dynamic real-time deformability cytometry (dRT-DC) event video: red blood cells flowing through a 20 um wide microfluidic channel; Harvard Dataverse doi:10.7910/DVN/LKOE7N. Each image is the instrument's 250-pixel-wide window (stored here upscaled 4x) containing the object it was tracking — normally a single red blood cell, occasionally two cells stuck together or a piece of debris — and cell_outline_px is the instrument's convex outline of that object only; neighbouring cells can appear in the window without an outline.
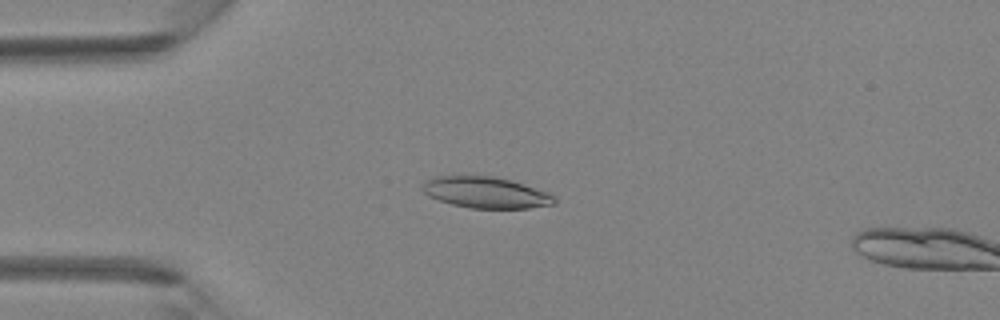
{"species": "Egyptian fruit bat (a non-hibernating species)", "species_latin": "Rousettus aegyptiacus", "temperature_condition": "room temperature", "stored_images_in_passage": 4, "camera_frame_rate_fps": 3000, "um_per_image_px": 0.085, "animal": {"sex": "female"}, "frame": {"image": 1, "passage_image": 3, "time_ms": 0.667, "image_size_px": [1000, 320], "cell_outline_px": [[556, 204], [528, 208], [468, 208], [452, 204], [428, 196], [420, 188], [428, 180], [436, 176], [492, 176], [512, 180], [548, 192], [556, 196]], "centroid_in_image_um": [41.33, 16.37], "position_along_channel_um": 43.7, "area_um2": 23.99}}